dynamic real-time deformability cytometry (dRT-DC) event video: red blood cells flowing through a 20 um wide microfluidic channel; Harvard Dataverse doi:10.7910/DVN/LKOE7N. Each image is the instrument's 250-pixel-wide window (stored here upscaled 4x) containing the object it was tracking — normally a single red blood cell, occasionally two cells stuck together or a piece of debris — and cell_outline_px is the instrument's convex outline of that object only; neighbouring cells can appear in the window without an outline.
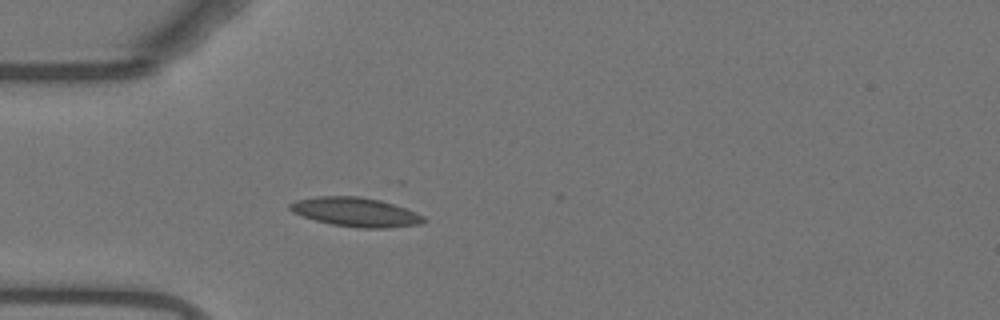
{"species": "Egyptian fruit bat (a non-hibernating species)", "species_latin": "Rousettus aegyptiacus", "temperature_condition": "warm", "stored_images_in_passage": 10, "camera_frame_rate_fps": 3000, "um_per_image_px": 0.085, "animal": {"sex": "female"}, "frame": {"image": 1, "passage_image": 6, "time_ms": 1.667, "image_size_px": [1000, 320], "cell_outline_px": [[428, 220], [420, 224], [384, 228], [360, 228], [332, 224], [316, 220], [292, 212], [288, 208], [288, 204], [296, 200], [316, 196], [360, 196], [380, 200], [404, 208], [424, 216]], "centroid_in_image_um": [30.21, 18.02], "position_along_channel_um": 54.8, "area_um2": 22.54}}